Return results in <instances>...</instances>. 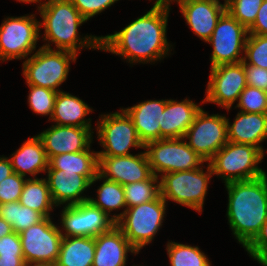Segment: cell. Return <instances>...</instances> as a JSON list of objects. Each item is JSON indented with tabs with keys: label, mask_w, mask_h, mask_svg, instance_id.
<instances>
[{
	"label": "cell",
	"mask_w": 267,
	"mask_h": 266,
	"mask_svg": "<svg viewBox=\"0 0 267 266\" xmlns=\"http://www.w3.org/2000/svg\"><path fill=\"white\" fill-rule=\"evenodd\" d=\"M170 3H154L146 14L114 34L101 36V50L120 55L128 63H152L169 56L167 23Z\"/></svg>",
	"instance_id": "cell-1"
},
{
	"label": "cell",
	"mask_w": 267,
	"mask_h": 266,
	"mask_svg": "<svg viewBox=\"0 0 267 266\" xmlns=\"http://www.w3.org/2000/svg\"><path fill=\"white\" fill-rule=\"evenodd\" d=\"M224 185L228 192V223L237 242L245 248L267 219V174Z\"/></svg>",
	"instance_id": "cell-2"
},
{
	"label": "cell",
	"mask_w": 267,
	"mask_h": 266,
	"mask_svg": "<svg viewBox=\"0 0 267 266\" xmlns=\"http://www.w3.org/2000/svg\"><path fill=\"white\" fill-rule=\"evenodd\" d=\"M40 28L44 27L43 41L48 43L42 47L52 49L50 42L56 46V50H65L79 55V50H101V37L86 35L80 38L78 27L87 22L70 0L39 1Z\"/></svg>",
	"instance_id": "cell-3"
},
{
	"label": "cell",
	"mask_w": 267,
	"mask_h": 266,
	"mask_svg": "<svg viewBox=\"0 0 267 266\" xmlns=\"http://www.w3.org/2000/svg\"><path fill=\"white\" fill-rule=\"evenodd\" d=\"M167 202L159 195L151 202L125 208L112 215L115 225L122 231L131 246L137 251L150 244L162 227Z\"/></svg>",
	"instance_id": "cell-4"
},
{
	"label": "cell",
	"mask_w": 267,
	"mask_h": 266,
	"mask_svg": "<svg viewBox=\"0 0 267 266\" xmlns=\"http://www.w3.org/2000/svg\"><path fill=\"white\" fill-rule=\"evenodd\" d=\"M259 148L227 142L208 162L213 175L221 177L224 183L254 179L266 174L257 166L264 158Z\"/></svg>",
	"instance_id": "cell-5"
},
{
	"label": "cell",
	"mask_w": 267,
	"mask_h": 266,
	"mask_svg": "<svg viewBox=\"0 0 267 266\" xmlns=\"http://www.w3.org/2000/svg\"><path fill=\"white\" fill-rule=\"evenodd\" d=\"M76 60L77 55L72 52L41 46L23 62L22 74L27 85L60 92L63 90H59V86L67 80L70 63Z\"/></svg>",
	"instance_id": "cell-6"
},
{
	"label": "cell",
	"mask_w": 267,
	"mask_h": 266,
	"mask_svg": "<svg viewBox=\"0 0 267 266\" xmlns=\"http://www.w3.org/2000/svg\"><path fill=\"white\" fill-rule=\"evenodd\" d=\"M206 170L204 171L202 165L201 168L189 171L163 174L160 178L161 197L166 202L171 200L201 213L208 190V182L213 176L209 163Z\"/></svg>",
	"instance_id": "cell-7"
},
{
	"label": "cell",
	"mask_w": 267,
	"mask_h": 266,
	"mask_svg": "<svg viewBox=\"0 0 267 266\" xmlns=\"http://www.w3.org/2000/svg\"><path fill=\"white\" fill-rule=\"evenodd\" d=\"M144 149L152 173L157 177L165 173L201 168L206 162L183 137L151 141L144 145Z\"/></svg>",
	"instance_id": "cell-8"
},
{
	"label": "cell",
	"mask_w": 267,
	"mask_h": 266,
	"mask_svg": "<svg viewBox=\"0 0 267 266\" xmlns=\"http://www.w3.org/2000/svg\"><path fill=\"white\" fill-rule=\"evenodd\" d=\"M120 111L99 116L97 138L104 149L97 152L98 156H126L131 154V147L144 149L131 118Z\"/></svg>",
	"instance_id": "cell-9"
},
{
	"label": "cell",
	"mask_w": 267,
	"mask_h": 266,
	"mask_svg": "<svg viewBox=\"0 0 267 266\" xmlns=\"http://www.w3.org/2000/svg\"><path fill=\"white\" fill-rule=\"evenodd\" d=\"M40 29L34 14L5 18L0 26V60L28 58L36 50Z\"/></svg>",
	"instance_id": "cell-10"
},
{
	"label": "cell",
	"mask_w": 267,
	"mask_h": 266,
	"mask_svg": "<svg viewBox=\"0 0 267 266\" xmlns=\"http://www.w3.org/2000/svg\"><path fill=\"white\" fill-rule=\"evenodd\" d=\"M26 264L55 265L63 238L61 229L51 217H44L19 233Z\"/></svg>",
	"instance_id": "cell-11"
},
{
	"label": "cell",
	"mask_w": 267,
	"mask_h": 266,
	"mask_svg": "<svg viewBox=\"0 0 267 266\" xmlns=\"http://www.w3.org/2000/svg\"><path fill=\"white\" fill-rule=\"evenodd\" d=\"M247 36L248 30L226 10L207 41L213 47L210 58L211 68L221 64L243 62ZM241 54L242 57H240Z\"/></svg>",
	"instance_id": "cell-12"
},
{
	"label": "cell",
	"mask_w": 267,
	"mask_h": 266,
	"mask_svg": "<svg viewBox=\"0 0 267 266\" xmlns=\"http://www.w3.org/2000/svg\"><path fill=\"white\" fill-rule=\"evenodd\" d=\"M183 138L189 140L186 143L208 163L228 142L227 117L209 115L201 108Z\"/></svg>",
	"instance_id": "cell-13"
},
{
	"label": "cell",
	"mask_w": 267,
	"mask_h": 266,
	"mask_svg": "<svg viewBox=\"0 0 267 266\" xmlns=\"http://www.w3.org/2000/svg\"><path fill=\"white\" fill-rule=\"evenodd\" d=\"M206 97L201 102L215 103L231 110L247 86L244 63L221 64L211 68Z\"/></svg>",
	"instance_id": "cell-14"
},
{
	"label": "cell",
	"mask_w": 267,
	"mask_h": 266,
	"mask_svg": "<svg viewBox=\"0 0 267 266\" xmlns=\"http://www.w3.org/2000/svg\"><path fill=\"white\" fill-rule=\"evenodd\" d=\"M62 235L64 237L83 236L96 237L109 231L115 222L100 208L93 206L89 201L64 206L60 218Z\"/></svg>",
	"instance_id": "cell-15"
},
{
	"label": "cell",
	"mask_w": 267,
	"mask_h": 266,
	"mask_svg": "<svg viewBox=\"0 0 267 266\" xmlns=\"http://www.w3.org/2000/svg\"><path fill=\"white\" fill-rule=\"evenodd\" d=\"M98 173L123 186L153 175L145 151L126 156H98Z\"/></svg>",
	"instance_id": "cell-16"
},
{
	"label": "cell",
	"mask_w": 267,
	"mask_h": 266,
	"mask_svg": "<svg viewBox=\"0 0 267 266\" xmlns=\"http://www.w3.org/2000/svg\"><path fill=\"white\" fill-rule=\"evenodd\" d=\"M92 127L52 125L37 136L41 139L48 160L65 153L84 151L90 148Z\"/></svg>",
	"instance_id": "cell-17"
},
{
	"label": "cell",
	"mask_w": 267,
	"mask_h": 266,
	"mask_svg": "<svg viewBox=\"0 0 267 266\" xmlns=\"http://www.w3.org/2000/svg\"><path fill=\"white\" fill-rule=\"evenodd\" d=\"M187 25L201 40L207 42L226 7L212 0H174Z\"/></svg>",
	"instance_id": "cell-18"
},
{
	"label": "cell",
	"mask_w": 267,
	"mask_h": 266,
	"mask_svg": "<svg viewBox=\"0 0 267 266\" xmlns=\"http://www.w3.org/2000/svg\"><path fill=\"white\" fill-rule=\"evenodd\" d=\"M47 183L55 207L72 206L88 201L89 196H82L91 186L83 175L64 170H46Z\"/></svg>",
	"instance_id": "cell-19"
},
{
	"label": "cell",
	"mask_w": 267,
	"mask_h": 266,
	"mask_svg": "<svg viewBox=\"0 0 267 266\" xmlns=\"http://www.w3.org/2000/svg\"><path fill=\"white\" fill-rule=\"evenodd\" d=\"M128 252L138 254L122 231L114 225L109 231L95 237L92 266H126Z\"/></svg>",
	"instance_id": "cell-20"
},
{
	"label": "cell",
	"mask_w": 267,
	"mask_h": 266,
	"mask_svg": "<svg viewBox=\"0 0 267 266\" xmlns=\"http://www.w3.org/2000/svg\"><path fill=\"white\" fill-rule=\"evenodd\" d=\"M202 107L185 98L181 102L166 99L160 125V139L182 138Z\"/></svg>",
	"instance_id": "cell-21"
},
{
	"label": "cell",
	"mask_w": 267,
	"mask_h": 266,
	"mask_svg": "<svg viewBox=\"0 0 267 266\" xmlns=\"http://www.w3.org/2000/svg\"><path fill=\"white\" fill-rule=\"evenodd\" d=\"M166 106L165 100H147L138 104L122 108L134 123L140 141L148 142L160 140V125L162 113Z\"/></svg>",
	"instance_id": "cell-22"
},
{
	"label": "cell",
	"mask_w": 267,
	"mask_h": 266,
	"mask_svg": "<svg viewBox=\"0 0 267 266\" xmlns=\"http://www.w3.org/2000/svg\"><path fill=\"white\" fill-rule=\"evenodd\" d=\"M228 142L248 144L259 148L267 140V113L238 112L231 124L227 118Z\"/></svg>",
	"instance_id": "cell-23"
},
{
	"label": "cell",
	"mask_w": 267,
	"mask_h": 266,
	"mask_svg": "<svg viewBox=\"0 0 267 266\" xmlns=\"http://www.w3.org/2000/svg\"><path fill=\"white\" fill-rule=\"evenodd\" d=\"M13 171L26 177L27 174L36 178L37 174L48 169V158L41 139L36 135L29 137L19 149L10 156Z\"/></svg>",
	"instance_id": "cell-24"
},
{
	"label": "cell",
	"mask_w": 267,
	"mask_h": 266,
	"mask_svg": "<svg viewBox=\"0 0 267 266\" xmlns=\"http://www.w3.org/2000/svg\"><path fill=\"white\" fill-rule=\"evenodd\" d=\"M93 112L82 99L65 91L57 92L52 122L61 126L92 127L91 119L85 117Z\"/></svg>",
	"instance_id": "cell-25"
},
{
	"label": "cell",
	"mask_w": 267,
	"mask_h": 266,
	"mask_svg": "<svg viewBox=\"0 0 267 266\" xmlns=\"http://www.w3.org/2000/svg\"><path fill=\"white\" fill-rule=\"evenodd\" d=\"M94 255L95 237L63 236L55 266H92Z\"/></svg>",
	"instance_id": "cell-26"
},
{
	"label": "cell",
	"mask_w": 267,
	"mask_h": 266,
	"mask_svg": "<svg viewBox=\"0 0 267 266\" xmlns=\"http://www.w3.org/2000/svg\"><path fill=\"white\" fill-rule=\"evenodd\" d=\"M47 170H66L85 176L90 182L98 173V155L90 148L84 151L65 153L49 159Z\"/></svg>",
	"instance_id": "cell-27"
},
{
	"label": "cell",
	"mask_w": 267,
	"mask_h": 266,
	"mask_svg": "<svg viewBox=\"0 0 267 266\" xmlns=\"http://www.w3.org/2000/svg\"><path fill=\"white\" fill-rule=\"evenodd\" d=\"M19 202L21 205L39 212L43 217H51L50 212L55 206L46 178L26 179Z\"/></svg>",
	"instance_id": "cell-28"
},
{
	"label": "cell",
	"mask_w": 267,
	"mask_h": 266,
	"mask_svg": "<svg viewBox=\"0 0 267 266\" xmlns=\"http://www.w3.org/2000/svg\"><path fill=\"white\" fill-rule=\"evenodd\" d=\"M98 180L103 183L97 189V199L89 197L88 201L95 207L100 208L112 219L111 212L120 208H127L124 196V186L102 177L99 173L91 181V185Z\"/></svg>",
	"instance_id": "cell-29"
},
{
	"label": "cell",
	"mask_w": 267,
	"mask_h": 266,
	"mask_svg": "<svg viewBox=\"0 0 267 266\" xmlns=\"http://www.w3.org/2000/svg\"><path fill=\"white\" fill-rule=\"evenodd\" d=\"M0 217L18 234L44 218L39 212L21 205L19 201L0 204Z\"/></svg>",
	"instance_id": "cell-30"
},
{
	"label": "cell",
	"mask_w": 267,
	"mask_h": 266,
	"mask_svg": "<svg viewBox=\"0 0 267 266\" xmlns=\"http://www.w3.org/2000/svg\"><path fill=\"white\" fill-rule=\"evenodd\" d=\"M167 254L171 266H211L210 260L198 246L168 241Z\"/></svg>",
	"instance_id": "cell-31"
},
{
	"label": "cell",
	"mask_w": 267,
	"mask_h": 266,
	"mask_svg": "<svg viewBox=\"0 0 267 266\" xmlns=\"http://www.w3.org/2000/svg\"><path fill=\"white\" fill-rule=\"evenodd\" d=\"M160 195V181L154 174L145 181L124 185L127 208L151 202Z\"/></svg>",
	"instance_id": "cell-32"
},
{
	"label": "cell",
	"mask_w": 267,
	"mask_h": 266,
	"mask_svg": "<svg viewBox=\"0 0 267 266\" xmlns=\"http://www.w3.org/2000/svg\"><path fill=\"white\" fill-rule=\"evenodd\" d=\"M29 87V95L28 104L29 108L41 116H51L53 114V109L55 105V99L57 96V92L52 89H47L39 86L28 85Z\"/></svg>",
	"instance_id": "cell-33"
},
{
	"label": "cell",
	"mask_w": 267,
	"mask_h": 266,
	"mask_svg": "<svg viewBox=\"0 0 267 266\" xmlns=\"http://www.w3.org/2000/svg\"><path fill=\"white\" fill-rule=\"evenodd\" d=\"M243 63L267 69V36L248 34Z\"/></svg>",
	"instance_id": "cell-34"
},
{
	"label": "cell",
	"mask_w": 267,
	"mask_h": 266,
	"mask_svg": "<svg viewBox=\"0 0 267 266\" xmlns=\"http://www.w3.org/2000/svg\"><path fill=\"white\" fill-rule=\"evenodd\" d=\"M263 0H233L226 10L247 30L256 20Z\"/></svg>",
	"instance_id": "cell-35"
},
{
	"label": "cell",
	"mask_w": 267,
	"mask_h": 266,
	"mask_svg": "<svg viewBox=\"0 0 267 266\" xmlns=\"http://www.w3.org/2000/svg\"><path fill=\"white\" fill-rule=\"evenodd\" d=\"M237 107L240 112L267 113V92L247 85L240 94Z\"/></svg>",
	"instance_id": "cell-36"
},
{
	"label": "cell",
	"mask_w": 267,
	"mask_h": 266,
	"mask_svg": "<svg viewBox=\"0 0 267 266\" xmlns=\"http://www.w3.org/2000/svg\"><path fill=\"white\" fill-rule=\"evenodd\" d=\"M27 178L16 172L0 182V204L19 201Z\"/></svg>",
	"instance_id": "cell-37"
},
{
	"label": "cell",
	"mask_w": 267,
	"mask_h": 266,
	"mask_svg": "<svg viewBox=\"0 0 267 266\" xmlns=\"http://www.w3.org/2000/svg\"><path fill=\"white\" fill-rule=\"evenodd\" d=\"M82 17L88 21L119 0H70Z\"/></svg>",
	"instance_id": "cell-38"
},
{
	"label": "cell",
	"mask_w": 267,
	"mask_h": 266,
	"mask_svg": "<svg viewBox=\"0 0 267 266\" xmlns=\"http://www.w3.org/2000/svg\"><path fill=\"white\" fill-rule=\"evenodd\" d=\"M245 250L259 264L267 258V219L256 237L245 247Z\"/></svg>",
	"instance_id": "cell-39"
},
{
	"label": "cell",
	"mask_w": 267,
	"mask_h": 266,
	"mask_svg": "<svg viewBox=\"0 0 267 266\" xmlns=\"http://www.w3.org/2000/svg\"><path fill=\"white\" fill-rule=\"evenodd\" d=\"M0 257H24L18 233L12 232L0 238Z\"/></svg>",
	"instance_id": "cell-40"
},
{
	"label": "cell",
	"mask_w": 267,
	"mask_h": 266,
	"mask_svg": "<svg viewBox=\"0 0 267 266\" xmlns=\"http://www.w3.org/2000/svg\"><path fill=\"white\" fill-rule=\"evenodd\" d=\"M244 70L248 86L267 92V69L244 64Z\"/></svg>",
	"instance_id": "cell-41"
},
{
	"label": "cell",
	"mask_w": 267,
	"mask_h": 266,
	"mask_svg": "<svg viewBox=\"0 0 267 266\" xmlns=\"http://www.w3.org/2000/svg\"><path fill=\"white\" fill-rule=\"evenodd\" d=\"M248 34L267 36V0L260 5L253 25L248 29Z\"/></svg>",
	"instance_id": "cell-42"
},
{
	"label": "cell",
	"mask_w": 267,
	"mask_h": 266,
	"mask_svg": "<svg viewBox=\"0 0 267 266\" xmlns=\"http://www.w3.org/2000/svg\"><path fill=\"white\" fill-rule=\"evenodd\" d=\"M13 173L14 171L10 159L5 156H0V182Z\"/></svg>",
	"instance_id": "cell-43"
},
{
	"label": "cell",
	"mask_w": 267,
	"mask_h": 266,
	"mask_svg": "<svg viewBox=\"0 0 267 266\" xmlns=\"http://www.w3.org/2000/svg\"><path fill=\"white\" fill-rule=\"evenodd\" d=\"M24 257H0V266H25Z\"/></svg>",
	"instance_id": "cell-44"
},
{
	"label": "cell",
	"mask_w": 267,
	"mask_h": 266,
	"mask_svg": "<svg viewBox=\"0 0 267 266\" xmlns=\"http://www.w3.org/2000/svg\"><path fill=\"white\" fill-rule=\"evenodd\" d=\"M13 232L12 226L0 217V238Z\"/></svg>",
	"instance_id": "cell-45"
},
{
	"label": "cell",
	"mask_w": 267,
	"mask_h": 266,
	"mask_svg": "<svg viewBox=\"0 0 267 266\" xmlns=\"http://www.w3.org/2000/svg\"><path fill=\"white\" fill-rule=\"evenodd\" d=\"M17 1L30 4V3H39L40 0H17Z\"/></svg>",
	"instance_id": "cell-46"
},
{
	"label": "cell",
	"mask_w": 267,
	"mask_h": 266,
	"mask_svg": "<svg viewBox=\"0 0 267 266\" xmlns=\"http://www.w3.org/2000/svg\"><path fill=\"white\" fill-rule=\"evenodd\" d=\"M212 1L217 2V3H220L219 0H212ZM232 1H233V0H224V4H223V5H224L225 7H227Z\"/></svg>",
	"instance_id": "cell-47"
},
{
	"label": "cell",
	"mask_w": 267,
	"mask_h": 266,
	"mask_svg": "<svg viewBox=\"0 0 267 266\" xmlns=\"http://www.w3.org/2000/svg\"><path fill=\"white\" fill-rule=\"evenodd\" d=\"M25 266H55V265H46V264H26Z\"/></svg>",
	"instance_id": "cell-48"
},
{
	"label": "cell",
	"mask_w": 267,
	"mask_h": 266,
	"mask_svg": "<svg viewBox=\"0 0 267 266\" xmlns=\"http://www.w3.org/2000/svg\"><path fill=\"white\" fill-rule=\"evenodd\" d=\"M262 266H267V258L261 263Z\"/></svg>",
	"instance_id": "cell-49"
},
{
	"label": "cell",
	"mask_w": 267,
	"mask_h": 266,
	"mask_svg": "<svg viewBox=\"0 0 267 266\" xmlns=\"http://www.w3.org/2000/svg\"><path fill=\"white\" fill-rule=\"evenodd\" d=\"M174 0H163L164 3H172Z\"/></svg>",
	"instance_id": "cell-50"
},
{
	"label": "cell",
	"mask_w": 267,
	"mask_h": 266,
	"mask_svg": "<svg viewBox=\"0 0 267 266\" xmlns=\"http://www.w3.org/2000/svg\"><path fill=\"white\" fill-rule=\"evenodd\" d=\"M155 3H163V0H156Z\"/></svg>",
	"instance_id": "cell-51"
}]
</instances>
